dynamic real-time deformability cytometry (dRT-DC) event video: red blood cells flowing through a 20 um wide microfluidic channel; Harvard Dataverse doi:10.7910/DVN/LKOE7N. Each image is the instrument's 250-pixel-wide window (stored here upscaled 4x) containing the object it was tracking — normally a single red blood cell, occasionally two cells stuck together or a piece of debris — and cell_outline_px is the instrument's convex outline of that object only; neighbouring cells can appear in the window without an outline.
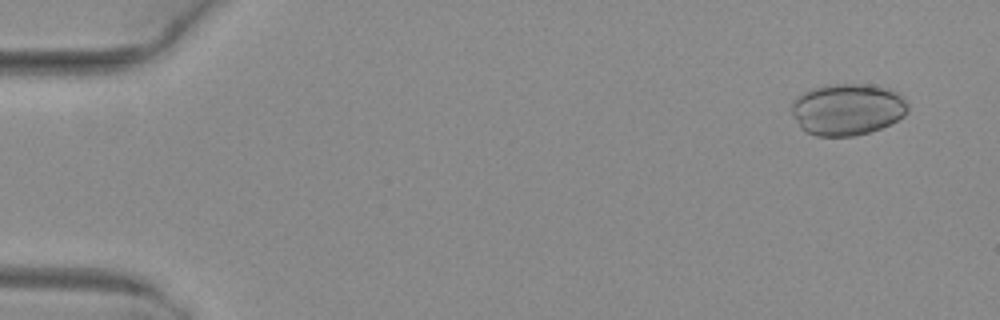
{"species": "common noctule bat (a hibernating species)", "species_latin": "Nyctalus noctula", "temperature_condition": "warm", "stored_images_in_passage": 8, "camera_frame_rate_fps": 3000, "um_per_image_px": 0.085, "animal": {"sex": "female", "body_mass_g": 29.2, "forearm_length_mm": 56.3}, "frame": {"image": 1, "passage_image": 1, "time_ms": 0.0, "image_size_px": [1000, 320], "cell_outline_px": [[908, 112], [904, 116], [880, 128], [868, 132], [852, 136], [816, 136], [800, 128], [792, 112], [792, 104], [796, 96], [812, 88], [824, 84], [872, 84], [888, 88], [900, 92], [908, 100]], "centroid_in_image_um": [72.06, 9.27], "position_along_channel_um": 12.9, "area_um2": 35.37}}
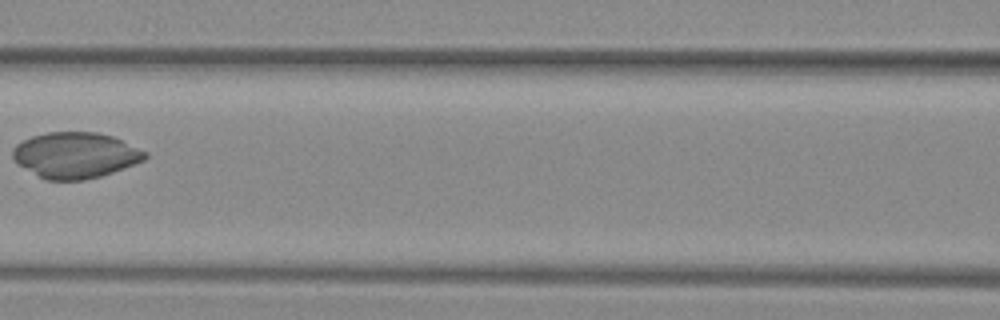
{"frame": {"image": 2, "passage_image": 7, "time_ms": 2.0, "image_size_px": [1000, 320], "cell_outline_px": [[148, 156], [144, 160], [112, 172], [100, 176], [84, 180], [48, 180], [40, 176], [20, 164], [12, 156], [12, 148], [16, 144], [32, 136], [48, 132], [96, 132], [112, 136], [148, 152]], "centroid_in_image_um": [6.43, 13.18], "position_along_channel_um": 160.2, "area_um2": 34.91}}
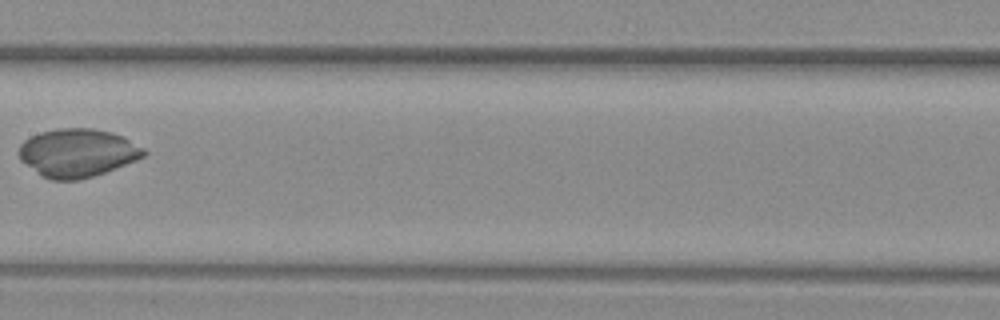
{"frame": {"image": 3, "passage_image": 8, "time_ms": 2.333, "image_size_px": [1000, 320], "cell_outline_px": [[148, 152], [144, 156], [136, 160], [104, 172], [92, 176], [76, 180], [52, 180], [40, 176], [20, 160], [16, 152], [20, 144], [24, 140], [40, 132], [56, 128], [92, 128], [112, 132], [144, 148]], "centroid_in_image_um": [6.52, 12.99], "position_along_channel_um": 200.9, "area_um2": 35.14}}